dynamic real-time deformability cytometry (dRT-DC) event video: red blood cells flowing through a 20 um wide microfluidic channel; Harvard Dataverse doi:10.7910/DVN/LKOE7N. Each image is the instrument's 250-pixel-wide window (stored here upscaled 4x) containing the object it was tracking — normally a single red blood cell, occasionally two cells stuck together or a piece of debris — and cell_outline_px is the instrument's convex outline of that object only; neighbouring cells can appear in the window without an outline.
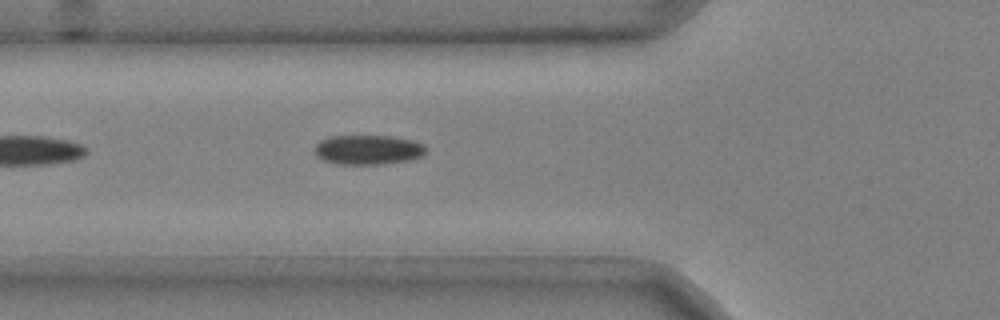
{"species": "common noctule bat (a hibernating species)", "species_latin": "Nyctalus noctula", "temperature_condition": "cold", "stored_images_in_passage": 38, "camera_frame_rate_fps": 3000, "um_per_image_px": 0.085, "animal": {"sex": "male", "body_mass_g": 20.4}, "frame": {"image": 1, "passage_image": 6, "time_ms": 1.667, "image_size_px": [1000, 320], "cell_outline_px": [[428, 148], [420, 156], [408, 160], [380, 164], [336, 164], [324, 160], [316, 156], [316, 144], [320, 140], [328, 136], [392, 136], [412, 140], [424, 144]], "centroid_in_image_um": [31.27, 12.72], "position_along_channel_um": 94.5, "area_um2": 19.13}}
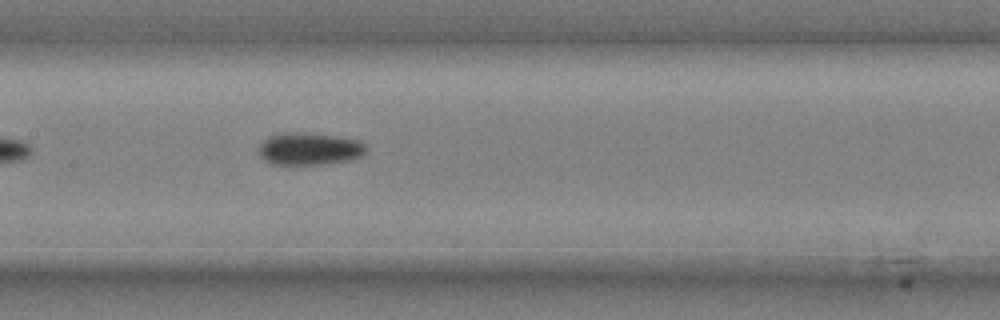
{"frame": {"image": 2, "passage_image": 13, "time_ms": 4.0, "image_size_px": [1000, 320], "cell_outline_px": [[368, 148], [360, 156], [352, 160], [324, 164], [272, 164], [264, 160], [260, 156], [260, 144], [268, 136], [284, 132], [312, 132], [340, 136], [360, 140]], "centroid_in_image_um": [26.33, 12.63], "position_along_channel_um": 181.1, "area_um2": 20.58}}
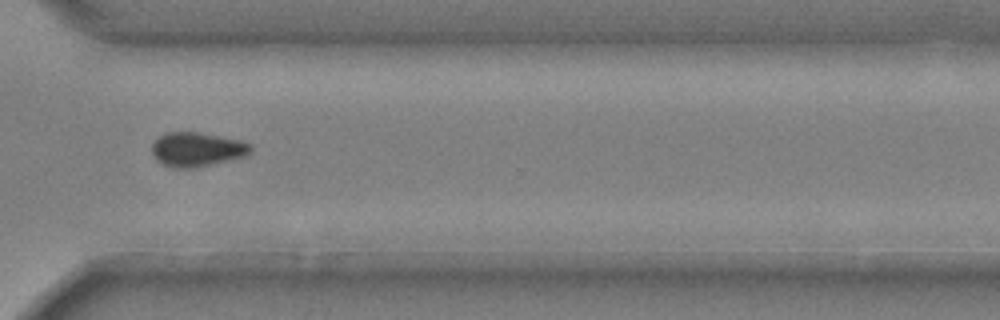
{"frame": {"image": 3, "passage_image": 27, "time_ms": 8.667, "image_size_px": [1000, 320], "cell_outline_px": [[252, 152], [244, 156], [192, 168], [172, 168], [156, 160], [152, 156], [152, 144], [164, 132], [196, 132], [244, 140], [252, 144]], "centroid_in_image_um": [16.74, 12.68], "position_along_channel_um": 353.9, "area_um2": 19.71}, "authors_computed_cell_mechanics": {"area_um2": 19.652, "velocity_mm_per_s": 3.6963, "shape_relaxation_time_tau1_ms": 7.8064, "shape_relaxation_time_tau2_ms": null, "deformation_change_tau1": 0.1554, "deformation_change_tau2": null}}